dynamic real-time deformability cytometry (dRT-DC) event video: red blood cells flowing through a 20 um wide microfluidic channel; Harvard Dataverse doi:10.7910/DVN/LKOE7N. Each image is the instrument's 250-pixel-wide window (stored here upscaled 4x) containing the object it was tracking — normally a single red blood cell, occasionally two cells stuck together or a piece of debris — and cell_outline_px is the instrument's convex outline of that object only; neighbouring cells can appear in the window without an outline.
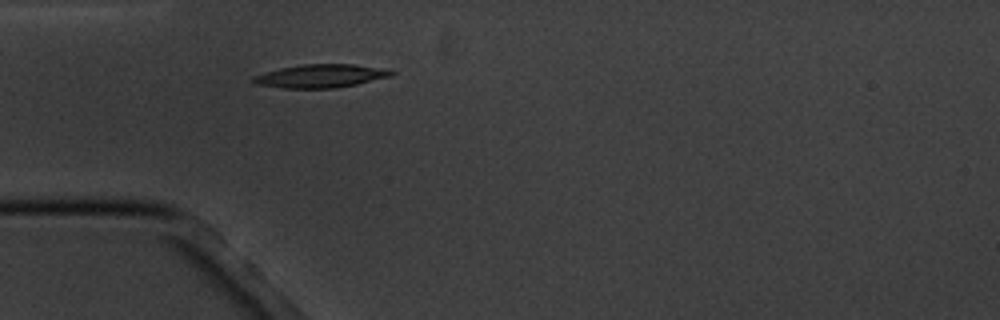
{"species": "common noctule bat (a hibernating species)", "species_latin": "Nyctalus noctula", "temperature_condition": "cold", "stored_images_in_passage": 1, "camera_frame_rate_fps": 3000, "um_per_image_px": 0.085, "animal": {"sex": "male", "body_mass_g": 20.1, "forearm_length_mm": 53.5}, "frame": {"image": 1, "passage_image": 1, "time_ms": 0.0, "image_size_px": [1000, 320], "cell_outline_px": [[396, 72], [392, 76], [356, 84], [336, 88], [280, 88], [256, 84], [248, 80], [252, 76], [264, 72], [280, 68], [304, 64], [356, 64], [388, 68]], "centroid_in_image_um": [27.26, 6.45], "position_along_channel_um": 57.7, "area_um2": 19.07}}